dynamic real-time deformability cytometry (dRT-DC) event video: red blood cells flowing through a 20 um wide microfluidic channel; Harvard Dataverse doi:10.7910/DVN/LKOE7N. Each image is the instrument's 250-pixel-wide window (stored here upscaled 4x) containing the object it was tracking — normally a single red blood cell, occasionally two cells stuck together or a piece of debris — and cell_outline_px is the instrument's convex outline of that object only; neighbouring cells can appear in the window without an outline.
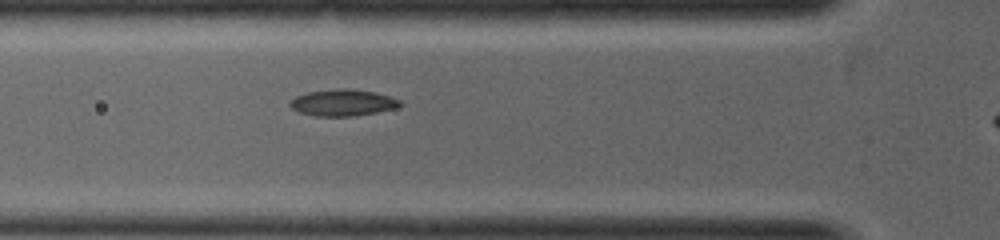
{"species": "common noctule bat (a hibernating species)", "species_latin": "Nyctalus noctula", "temperature_condition": "warm", "stored_images_in_passage": 3, "segment_of_instrument_passage": [1, 2], "camera_frame_rate_fps": 5000, "um_per_image_px": 0.085, "animal": {"sex": "female", "body_mass_g": 19.0, "forearm_length_mm": 53.3}, "frame": {"image": 1, "passage_image": 2, "time_ms": 0.4, "image_size_px": [1000, 240], "cell_outline_px": [[404, 104], [396, 108], [356, 116], [316, 116], [300, 112], [292, 108], [288, 104], [296, 96], [308, 92], [340, 88], [348, 88], [376, 92], [400, 100]], "centroid_in_image_um": [29.16, 8.72], "position_along_channel_um": 96.6, "area_um2": 16.99}}